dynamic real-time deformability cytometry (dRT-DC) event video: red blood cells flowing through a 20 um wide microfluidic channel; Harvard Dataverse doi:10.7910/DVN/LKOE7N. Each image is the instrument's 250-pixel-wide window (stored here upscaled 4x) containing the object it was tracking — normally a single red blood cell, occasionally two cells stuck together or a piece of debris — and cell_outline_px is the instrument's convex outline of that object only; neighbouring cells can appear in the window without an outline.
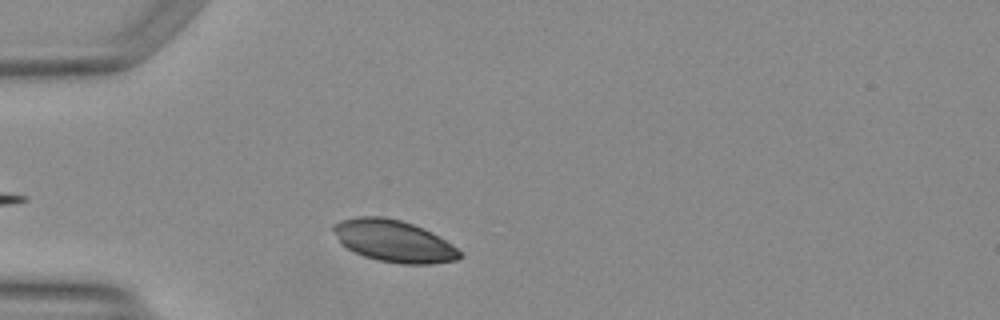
{"species": "Egyptian fruit bat (a non-hibernating species)", "species_latin": "Rousettus aegyptiacus", "temperature_condition": "warm", "stored_images_in_passage": 12, "camera_frame_rate_fps": 3000, "um_per_image_px": 0.085, "animal": {"sex": "female"}, "frame": {"image": 1, "passage_image": 4, "time_ms": 1.0, "image_size_px": [1000, 320], "cell_outline_px": [[460, 256], [456, 260], [432, 264], [400, 264], [380, 260], [364, 256], [352, 252], [340, 244], [332, 228], [332, 224], [340, 220], [356, 216], [384, 216], [400, 220], [424, 228], [432, 232], [452, 244], [460, 252]], "centroid_in_image_um": [33.42, 20.48], "position_along_channel_um": 51.6, "area_um2": 30.98}}
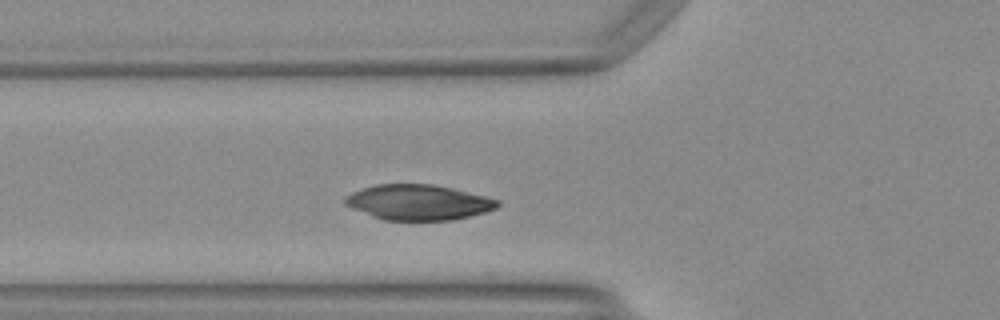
{"frame": {"image": 2, "passage_image": 8, "time_ms": 2.333, "image_size_px": [1000, 320], "cell_outline_px": [[500, 204], [496, 208], [484, 212], [452, 220], [384, 220], [372, 216], [352, 208], [344, 204], [344, 196], [352, 192], [376, 184], [432, 184], [484, 196], [500, 200]], "centroid_in_image_um": [35.52, 17.2], "position_along_channel_um": 90.3, "area_um2": 31.1}}
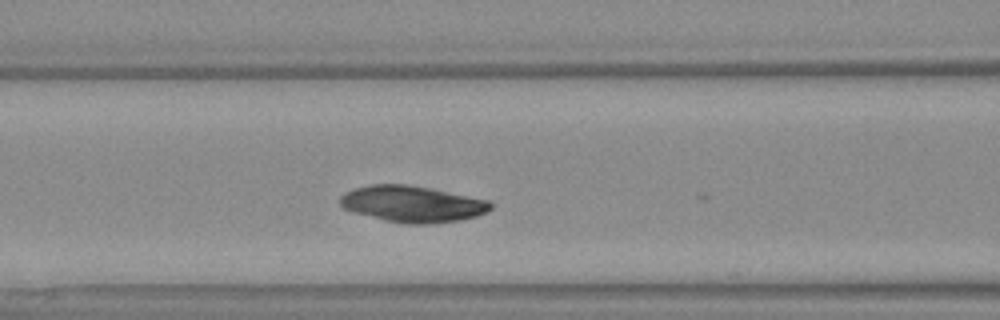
{"frame": {"image": 3, "passage_image": 11, "time_ms": 3.333, "image_size_px": [1000, 320], "cell_outline_px": [[492, 208], [488, 212], [476, 216], [460, 220], [428, 224], [404, 224], [384, 220], [356, 212], [344, 208], [340, 204], [340, 196], [344, 192], [356, 188], [372, 184], [404, 184], [428, 188], [488, 200], [492, 204]], "centroid_in_image_um": [35.05, 17.34], "position_along_channel_um": 131.5, "area_um2": 31.62}}